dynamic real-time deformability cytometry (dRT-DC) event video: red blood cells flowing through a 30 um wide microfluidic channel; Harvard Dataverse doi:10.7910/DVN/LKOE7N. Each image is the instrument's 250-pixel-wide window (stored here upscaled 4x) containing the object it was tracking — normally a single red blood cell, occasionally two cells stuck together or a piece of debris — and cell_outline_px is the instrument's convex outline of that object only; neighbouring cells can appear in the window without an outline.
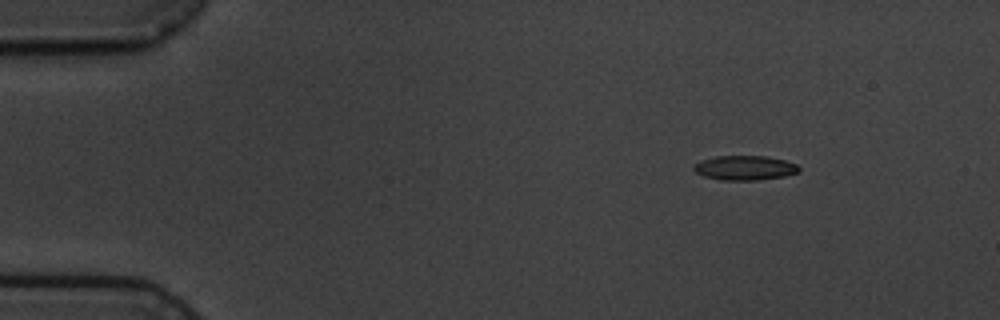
{"species": "common noctule bat (a hibernating species)", "species_latin": "Nyctalus noctula", "temperature_condition": "cold", "stored_images_in_passage": 5, "camera_frame_rate_fps": 3000, "um_per_image_px": 0.085, "animal": {"sex": "male", "body_mass_g": 19.5, "forearm_length_mm": 54.6}, "frame": {"image": 1, "passage_image": 2, "time_ms": 1.333, "image_size_px": [1000, 320], "cell_outline_px": [[800, 172], [784, 176], [760, 180], [720, 180], [704, 176], [696, 172], [692, 168], [692, 164], [700, 160], [716, 156], [768, 156], [784, 160], [796, 164], [800, 168]], "centroid_in_image_um": [63.29, 14.26], "position_along_channel_um": 21.7, "area_um2": 15.2}}
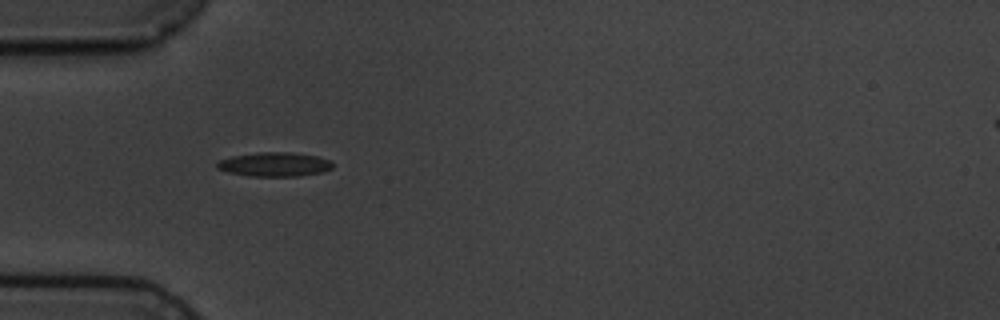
{"frame": {"image": 2, "passage_image": 5, "time_ms": 4.667, "image_size_px": [1000, 320], "cell_outline_px": [[332, 168], [320, 172], [296, 176], [248, 176], [228, 172], [216, 168], [216, 164], [220, 160], [232, 156], [260, 152], [288, 152], [316, 156], [332, 160]], "centroid_in_image_um": [23.31, 13.97], "position_along_channel_um": 61.7, "area_um2": 16.13}}